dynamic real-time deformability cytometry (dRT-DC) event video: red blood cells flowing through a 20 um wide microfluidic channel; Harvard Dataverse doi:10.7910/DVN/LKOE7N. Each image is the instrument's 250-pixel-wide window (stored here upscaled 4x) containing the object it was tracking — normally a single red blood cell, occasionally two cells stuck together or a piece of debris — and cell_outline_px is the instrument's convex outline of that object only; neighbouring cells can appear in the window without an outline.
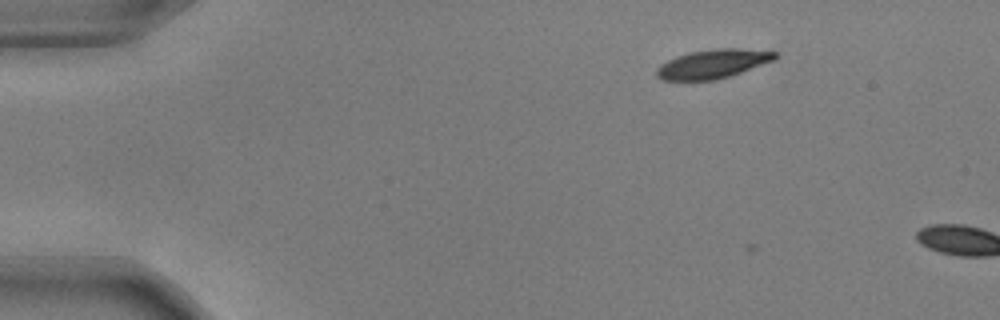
{"species": "common noctule bat (a hibernating species)", "species_latin": "Nyctalus noctula", "temperature_condition": "warm", "stored_images_in_passage": 4, "camera_frame_rate_fps": 3000, "um_per_image_px": 0.085, "animal": {"sex": "male", "body_mass_g": 17.9, "forearm_length_mm": 54.2}, "frame": {"image": 1, "passage_image": 1, "time_ms": 0.0, "image_size_px": [1000, 320], "cell_outline_px": [[776, 60], [716, 80], [660, 80], [656, 76], [656, 68], [660, 64], [676, 56], [692, 52], [716, 48], [736, 48], [776, 52]], "centroid_in_image_um": [60.56, 5.43], "position_along_channel_um": 24.4, "area_um2": 19.83}}